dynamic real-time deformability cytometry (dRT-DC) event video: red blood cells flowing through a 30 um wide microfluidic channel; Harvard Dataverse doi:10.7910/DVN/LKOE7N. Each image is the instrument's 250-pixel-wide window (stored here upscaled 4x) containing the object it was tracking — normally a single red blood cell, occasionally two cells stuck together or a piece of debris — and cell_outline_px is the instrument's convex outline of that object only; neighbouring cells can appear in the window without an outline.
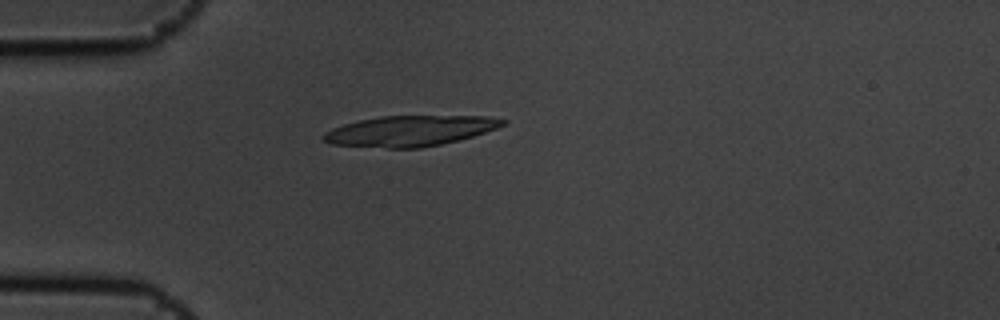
{"species": "common noctule bat (a hibernating species)", "species_latin": "Nyctalus noctula", "temperature_condition": "cold", "stored_images_in_passage": 4, "camera_frame_rate_fps": 3000, "um_per_image_px": 0.085, "animal": {"sex": "male", "body_mass_g": 19.5, "forearm_length_mm": 54.6}, "frame": {"image": 1, "passage_image": 2, "time_ms": 0.333, "image_size_px": [1000, 320], "cell_outline_px": [[508, 120], [504, 124], [496, 128], [472, 136], [440, 144], [420, 148], [388, 148], [332, 144], [324, 140], [320, 136], [324, 132], [332, 128], [344, 124], [360, 120], [380, 116], [488, 116]], "centroid_in_image_um": [34.81, 11.12], "position_along_channel_um": 50.2, "area_um2": 31.62}}